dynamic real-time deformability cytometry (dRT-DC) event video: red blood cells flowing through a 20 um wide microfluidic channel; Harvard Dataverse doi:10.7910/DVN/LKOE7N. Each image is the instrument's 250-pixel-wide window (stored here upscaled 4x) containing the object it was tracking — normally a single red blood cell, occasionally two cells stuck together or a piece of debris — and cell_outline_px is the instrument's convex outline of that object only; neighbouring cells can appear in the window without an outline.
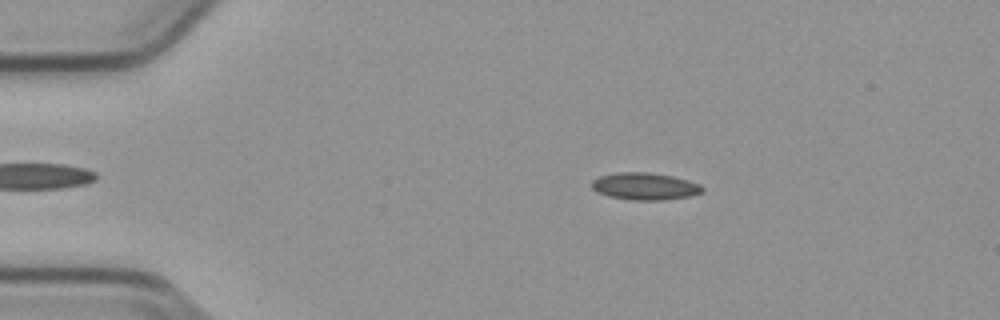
{"species": "common noctule bat (a hibernating species)", "species_latin": "Nyctalus noctula", "temperature_condition": "cold", "stored_images_in_passage": 46, "camera_frame_rate_fps": 3000, "um_per_image_px": 0.085, "animal": {"sex": "male", "body_mass_g": 23.1, "forearm_length_mm": 52.7}, "frame": {"image": 1, "passage_image": 10, "time_ms": 3.0, "image_size_px": [1000, 320], "cell_outline_px": [[704, 192], [688, 196], [664, 200], [632, 200], [608, 196], [596, 192], [592, 188], [592, 180], [600, 176], [620, 172], [648, 172], [672, 176], [688, 180], [700, 184], [704, 188]], "centroid_in_image_um": [54.82, 15.84], "position_along_channel_um": 30.2, "area_um2": 17.51}}
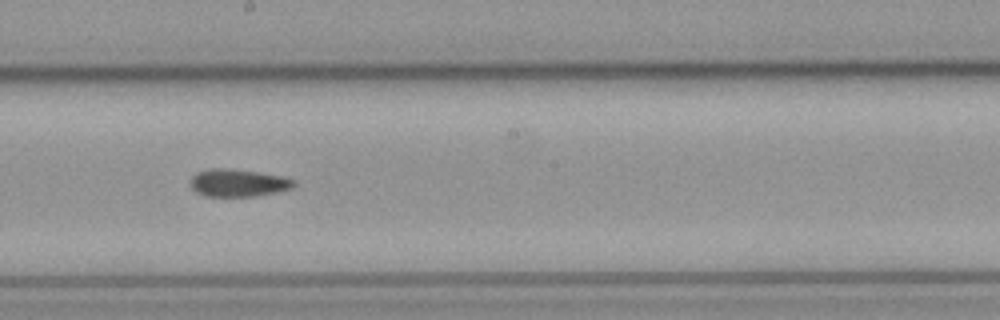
{"frame": {"image": 2, "passage_image": 30, "time_ms": 9.667, "image_size_px": [1000, 320], "cell_outline_px": [[296, 184], [292, 188], [276, 192], [256, 196], [204, 196], [196, 192], [188, 184], [192, 176], [196, 172], [212, 168], [224, 168], [256, 172], [280, 176], [292, 180]], "centroid_in_image_um": [20.17, 15.55], "position_along_channel_um": 228.0, "area_um2": 16.47}}
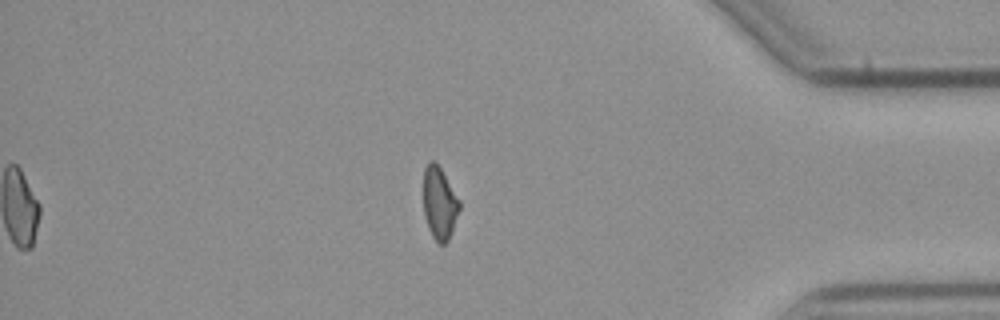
{"frame": {"image": 3, "passage_image": 46, "time_ms": 15.0, "image_size_px": [1000, 320], "cell_outline_px": [[460, 208], [448, 240], [444, 244], [440, 244], [432, 236], [428, 228], [424, 216], [424, 168], [432, 160], [440, 168], [460, 200]], "centroid_in_image_um": [37.35, 17.29], "position_along_channel_um": 397.8, "area_um2": 14.91}, "authors_computed_cell_mechanics": {"area_um2": 16.5019, "velocity_mm_per_s": 3.805, "shape_relaxation_time_tau1_ms": null, "shape_relaxation_time_tau2_ms": 9.8912, "deformation_change_tau1": null, "deformation_change_tau2": 0.18}}